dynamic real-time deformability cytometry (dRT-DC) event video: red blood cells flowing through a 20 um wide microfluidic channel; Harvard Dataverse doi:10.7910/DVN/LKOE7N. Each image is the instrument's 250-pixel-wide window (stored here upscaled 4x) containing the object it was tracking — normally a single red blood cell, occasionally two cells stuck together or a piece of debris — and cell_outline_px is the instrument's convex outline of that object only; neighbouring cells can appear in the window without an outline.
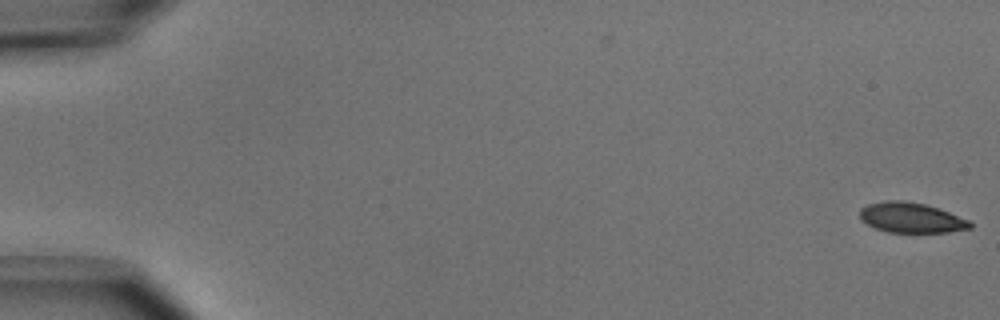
{"species": "common noctule bat (a hibernating species)", "species_latin": "Nyctalus noctula", "temperature_condition": "cold", "stored_images_in_passage": 53, "segment_of_instrument_passage": [1, 2], "camera_frame_rate_fps": 3000, "um_per_image_px": 0.085, "animal": {"sex": "male", "body_mass_g": 15.6}, "frame": {"image": 1, "passage_image": 1, "time_ms": 0.0, "image_size_px": [1000, 320], "cell_outline_px": [[972, 228], [948, 232], [888, 232], [876, 228], [860, 220], [860, 208], [868, 204], [884, 200], [904, 200], [924, 204], [948, 212], [968, 220], [972, 224]], "centroid_in_image_um": [77.41, 18.5], "position_along_channel_um": 7.6, "area_um2": 19.25}}
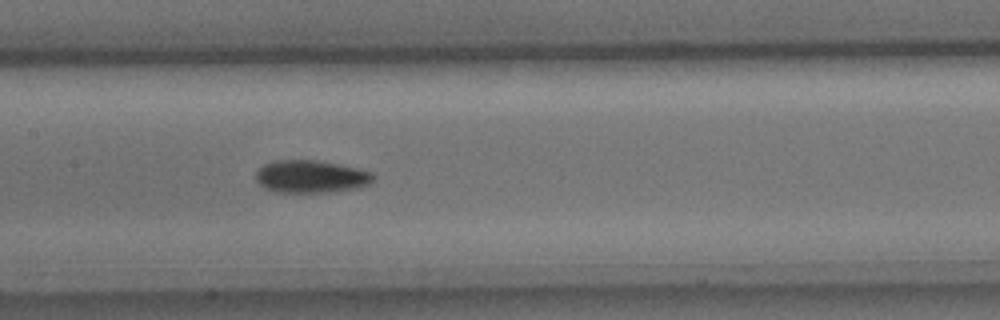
{"frame": {"image": 2, "passage_image": 26, "time_ms": 8.333, "image_size_px": [1000, 320], "cell_outline_px": [[376, 180], [360, 188], [328, 192], [276, 192], [264, 188], [256, 180], [256, 172], [264, 164], [276, 160], [316, 160], [340, 164], [372, 172], [376, 176]], "centroid_in_image_um": [26.47, 15.01], "position_along_channel_um": 180.9, "area_um2": 22.48}}
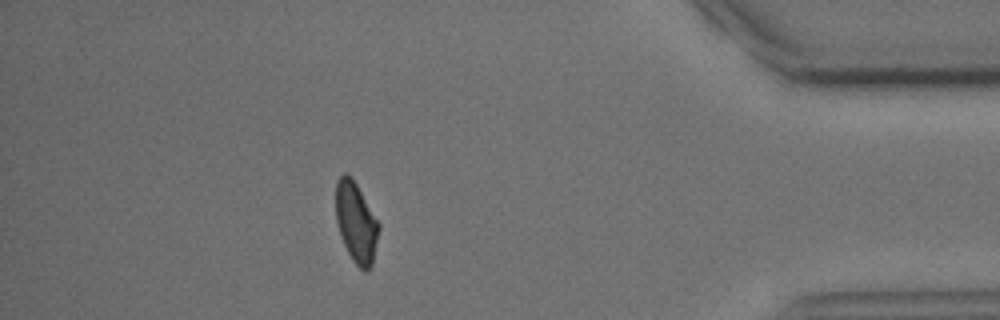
{"frame": {"image": 3, "passage_image": 46, "time_ms": 15.0, "image_size_px": [1000, 320], "cell_outline_px": [[380, 228], [372, 264], [368, 272], [364, 272], [352, 260], [344, 244], [336, 220], [336, 180], [344, 172], [352, 176], [380, 224]], "centroid_in_image_um": [30.28, 18.89], "position_along_channel_um": 404.9, "area_um2": 20.17}}